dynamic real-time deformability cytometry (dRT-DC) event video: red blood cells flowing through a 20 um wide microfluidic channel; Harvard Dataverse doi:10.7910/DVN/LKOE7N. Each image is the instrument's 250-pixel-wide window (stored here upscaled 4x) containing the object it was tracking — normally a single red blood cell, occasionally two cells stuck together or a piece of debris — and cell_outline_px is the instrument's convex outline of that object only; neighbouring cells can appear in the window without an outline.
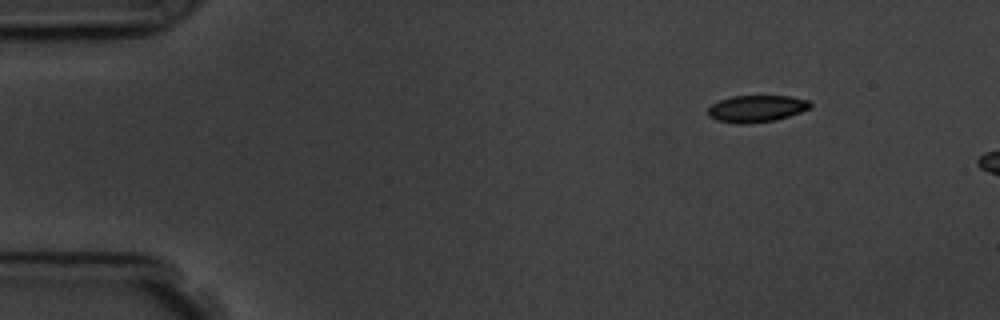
{"species": "common noctule bat (a hibernating species)", "species_latin": "Nyctalus noctula", "temperature_condition": "room temperature", "stored_images_in_passage": 3, "camera_frame_rate_fps": 3000, "um_per_image_px": 0.085, "animal": {"sex": "male", "body_mass_g": 19.5, "forearm_length_mm": 54.6}, "frame": {"image": 1, "passage_image": 1, "time_ms": 0.0, "image_size_px": [1000, 320], "cell_outline_px": [[812, 108], [776, 120], [740, 124], [736, 124], [716, 120], [708, 116], [708, 108], [712, 104], [720, 100], [732, 96], [792, 96], [808, 100], [812, 104]], "centroid_in_image_um": [64.31, 9.23], "position_along_channel_um": 20.7, "area_um2": 16.07}}